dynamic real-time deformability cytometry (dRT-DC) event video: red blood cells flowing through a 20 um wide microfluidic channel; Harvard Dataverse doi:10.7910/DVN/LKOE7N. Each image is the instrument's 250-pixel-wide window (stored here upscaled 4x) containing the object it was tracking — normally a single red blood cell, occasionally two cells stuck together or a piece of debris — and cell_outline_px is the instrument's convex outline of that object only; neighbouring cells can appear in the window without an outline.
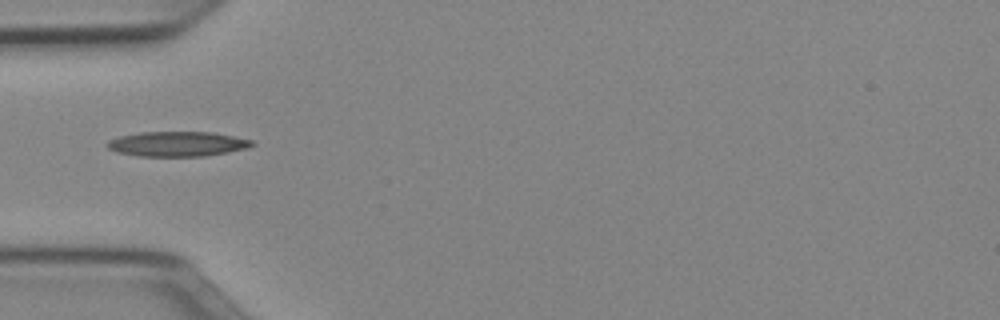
{"species": "Egyptian fruit bat (a non-hibernating species)", "species_latin": "Rousettus aegyptiacus", "temperature_condition": "cold", "stored_images_in_passage": 35, "camera_frame_rate_fps": 3000, "um_per_image_px": 0.085, "animal": {"sex": "female"}, "frame": {"image": 1, "passage_image": 1, "time_ms": 0.0, "image_size_px": [1000, 320], "cell_outline_px": [[256, 144], [248, 148], [228, 152], [204, 156], [136, 156], [116, 152], [108, 148], [104, 144], [108, 140], [120, 136], [140, 132], [212, 132], [252, 140]], "centroid_in_image_um": [15.05, 12.24], "position_along_channel_um": 70.0, "area_um2": 21.1}}
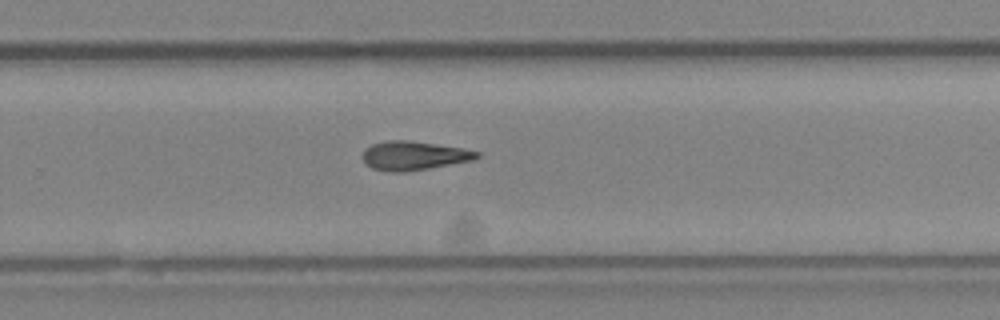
{"frame": {"image": 2, "passage_image": 18, "time_ms": 5.667, "image_size_px": [1000, 320], "cell_outline_px": [[480, 156], [476, 160], [404, 172], [392, 172], [372, 168], [360, 156], [364, 148], [372, 144], [388, 140], [408, 140], [464, 148], [480, 152]], "centroid_in_image_um": [35.19, 13.22], "position_along_channel_um": 294.6, "area_um2": 19.36}}
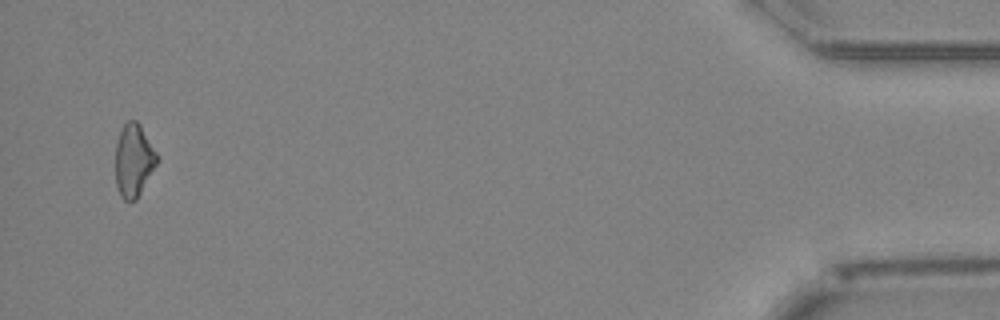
{"frame": {"image": 3, "passage_image": 34, "time_ms": 11.0, "image_size_px": [1000, 320], "cell_outline_px": [[160, 160], [136, 200], [124, 200], [120, 196], [116, 184], [116, 144], [120, 132], [124, 124], [128, 120], [136, 120], [140, 124], [156, 152]], "centroid_in_image_um": [11.38, 13.64], "position_along_channel_um": 423.8, "area_um2": 17.63}, "authors_computed_cell_mechanics": {"area_um2": 18.7272, "velocity_mm_per_s": 3.9786, "shape_relaxation_time_tau1_ms": 10.552, "shape_relaxation_time_tau2_ms": null, "deformation_change_tau1": 0.2146, "deformation_change_tau2": null}}